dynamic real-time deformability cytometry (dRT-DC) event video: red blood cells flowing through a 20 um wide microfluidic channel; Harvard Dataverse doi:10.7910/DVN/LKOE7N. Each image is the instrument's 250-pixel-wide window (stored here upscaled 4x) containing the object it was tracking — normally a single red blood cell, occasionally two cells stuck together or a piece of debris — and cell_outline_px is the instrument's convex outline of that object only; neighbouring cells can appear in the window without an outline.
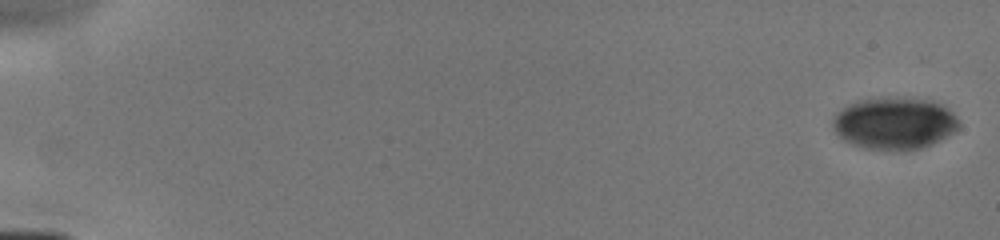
{"species": "human", "species_latin": "Homo sapiens", "temperature_condition": "cold", "stored_images_in_passage": 6, "camera_frame_rate_fps": 3000, "um_per_image_px": 0.085, "donor": {"sex": "male"}, "frame": {"image": 1, "passage_image": 1, "time_ms": 0.0, "image_size_px": [1000, 240], "cell_outline_px": [[960, 128], [940, 140], [932, 144], [920, 148], [864, 148], [852, 144], [844, 140], [836, 132], [832, 124], [832, 116], [836, 112], [848, 104], [856, 100], [932, 100], [944, 104], [956, 116], [960, 124]], "centroid_in_image_um": [76.03, 10.48], "position_along_channel_um": 9.0, "area_um2": 37.22}}
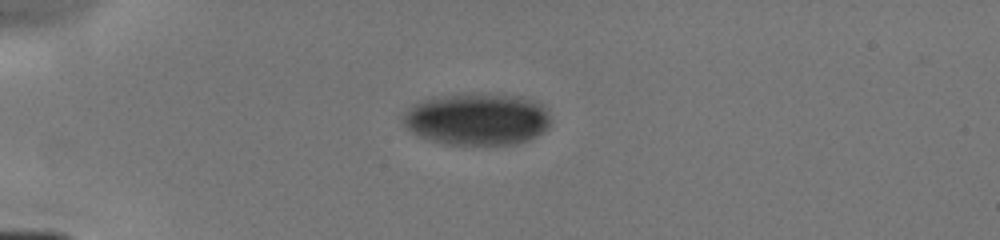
{"frame": {"image": 2, "passage_image": 5, "time_ms": 4.333, "image_size_px": [1000, 240], "cell_outline_px": [[552, 124], [548, 128], [536, 136], [528, 140], [516, 144], [444, 144], [416, 136], [404, 128], [400, 120], [404, 112], [412, 104], [420, 100], [464, 92], [476, 92], [520, 96], [536, 100], [544, 104], [552, 120]], "centroid_in_image_um": [40.54, 10.1], "position_along_channel_um": 44.5, "area_um2": 46.07}}